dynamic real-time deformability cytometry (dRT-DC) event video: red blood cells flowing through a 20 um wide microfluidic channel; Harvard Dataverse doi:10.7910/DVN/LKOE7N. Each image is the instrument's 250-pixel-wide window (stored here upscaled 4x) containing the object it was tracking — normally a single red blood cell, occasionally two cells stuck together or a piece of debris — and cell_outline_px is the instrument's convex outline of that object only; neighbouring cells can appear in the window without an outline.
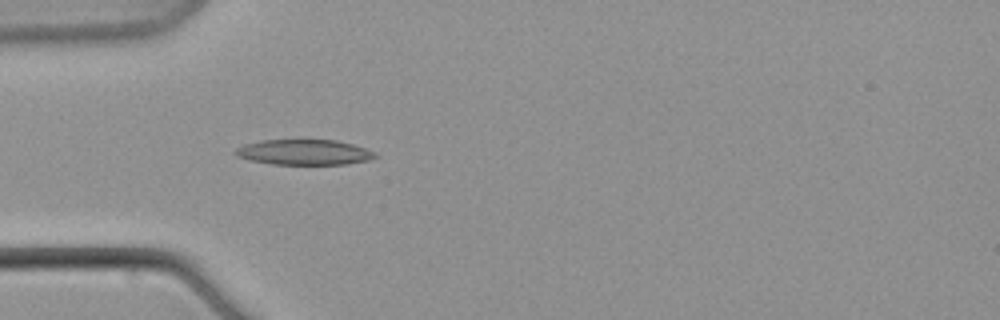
{"species": "common noctule bat (a hibernating species)", "species_latin": "Nyctalus noctula", "temperature_condition": "warm", "stored_images_in_passage": 6, "camera_frame_rate_fps": 3000, "um_per_image_px": 0.085, "animal": {"sex": "male", "body_mass_g": 21.5, "forearm_length_mm": 52.0}, "frame": {"image": 1, "passage_image": 6, "time_ms": 6.667, "image_size_px": [1000, 320], "cell_outline_px": [[380, 156], [368, 160], [348, 164], [272, 164], [252, 160], [236, 156], [232, 152], [236, 148], [244, 144], [260, 140], [336, 140], [352, 144], [376, 152]], "centroid_in_image_um": [25.85, 12.94], "position_along_channel_um": 59.1, "area_um2": 20.69}}